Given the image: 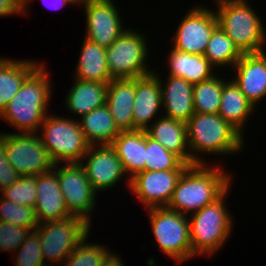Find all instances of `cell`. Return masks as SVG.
Wrapping results in <instances>:
<instances>
[{
  "label": "cell",
  "mask_w": 266,
  "mask_h": 266,
  "mask_svg": "<svg viewBox=\"0 0 266 266\" xmlns=\"http://www.w3.org/2000/svg\"><path fill=\"white\" fill-rule=\"evenodd\" d=\"M18 255H15V266H46L42 257L41 243L38 233L31 231L24 242L17 249Z\"/></svg>",
  "instance_id": "e575fe53"
},
{
  "label": "cell",
  "mask_w": 266,
  "mask_h": 266,
  "mask_svg": "<svg viewBox=\"0 0 266 266\" xmlns=\"http://www.w3.org/2000/svg\"><path fill=\"white\" fill-rule=\"evenodd\" d=\"M153 259L155 260V258H149V260L147 261L149 266H154L155 265V263H154L155 261Z\"/></svg>",
  "instance_id": "7bdbcfd3"
},
{
  "label": "cell",
  "mask_w": 266,
  "mask_h": 266,
  "mask_svg": "<svg viewBox=\"0 0 266 266\" xmlns=\"http://www.w3.org/2000/svg\"><path fill=\"white\" fill-rule=\"evenodd\" d=\"M254 108L234 80L225 82L223 79V91L218 114L242 136L244 124Z\"/></svg>",
  "instance_id": "d4e9b609"
},
{
  "label": "cell",
  "mask_w": 266,
  "mask_h": 266,
  "mask_svg": "<svg viewBox=\"0 0 266 266\" xmlns=\"http://www.w3.org/2000/svg\"><path fill=\"white\" fill-rule=\"evenodd\" d=\"M180 22L174 36L173 48L204 55L212 32L218 27L215 12L208 7H194Z\"/></svg>",
  "instance_id": "7c38bea8"
},
{
  "label": "cell",
  "mask_w": 266,
  "mask_h": 266,
  "mask_svg": "<svg viewBox=\"0 0 266 266\" xmlns=\"http://www.w3.org/2000/svg\"><path fill=\"white\" fill-rule=\"evenodd\" d=\"M188 166L184 162L178 169L138 172L130 178L128 188L147 208L167 207L178 179Z\"/></svg>",
  "instance_id": "4fadbf2b"
},
{
  "label": "cell",
  "mask_w": 266,
  "mask_h": 266,
  "mask_svg": "<svg viewBox=\"0 0 266 266\" xmlns=\"http://www.w3.org/2000/svg\"><path fill=\"white\" fill-rule=\"evenodd\" d=\"M229 188L214 202L192 214L189 219L192 257L198 254L212 256L229 238L232 217L225 201Z\"/></svg>",
  "instance_id": "5b68a950"
},
{
  "label": "cell",
  "mask_w": 266,
  "mask_h": 266,
  "mask_svg": "<svg viewBox=\"0 0 266 266\" xmlns=\"http://www.w3.org/2000/svg\"><path fill=\"white\" fill-rule=\"evenodd\" d=\"M111 146L116 150L126 174H130L127 184L130 187V178L145 170L146 131H121Z\"/></svg>",
  "instance_id": "44dd1931"
},
{
  "label": "cell",
  "mask_w": 266,
  "mask_h": 266,
  "mask_svg": "<svg viewBox=\"0 0 266 266\" xmlns=\"http://www.w3.org/2000/svg\"><path fill=\"white\" fill-rule=\"evenodd\" d=\"M108 83L76 79L65 97L66 107L75 115H86L106 104Z\"/></svg>",
  "instance_id": "cb8c5ba5"
},
{
  "label": "cell",
  "mask_w": 266,
  "mask_h": 266,
  "mask_svg": "<svg viewBox=\"0 0 266 266\" xmlns=\"http://www.w3.org/2000/svg\"><path fill=\"white\" fill-rule=\"evenodd\" d=\"M90 226L79 216L39 224L35 231L40 238L43 259L63 263L89 235Z\"/></svg>",
  "instance_id": "9c48e42d"
},
{
  "label": "cell",
  "mask_w": 266,
  "mask_h": 266,
  "mask_svg": "<svg viewBox=\"0 0 266 266\" xmlns=\"http://www.w3.org/2000/svg\"><path fill=\"white\" fill-rule=\"evenodd\" d=\"M230 177L221 165H189L178 179L167 208L186 216L196 213L230 188Z\"/></svg>",
  "instance_id": "6da1fadb"
},
{
  "label": "cell",
  "mask_w": 266,
  "mask_h": 266,
  "mask_svg": "<svg viewBox=\"0 0 266 266\" xmlns=\"http://www.w3.org/2000/svg\"><path fill=\"white\" fill-rule=\"evenodd\" d=\"M150 214L156 245L176 263L191 259L192 248L189 231V217L167 207L147 209Z\"/></svg>",
  "instance_id": "52a82bcc"
},
{
  "label": "cell",
  "mask_w": 266,
  "mask_h": 266,
  "mask_svg": "<svg viewBox=\"0 0 266 266\" xmlns=\"http://www.w3.org/2000/svg\"><path fill=\"white\" fill-rule=\"evenodd\" d=\"M35 213L39 224L71 217L68 212L57 178V170L37 175Z\"/></svg>",
  "instance_id": "e0dca14e"
},
{
  "label": "cell",
  "mask_w": 266,
  "mask_h": 266,
  "mask_svg": "<svg viewBox=\"0 0 266 266\" xmlns=\"http://www.w3.org/2000/svg\"><path fill=\"white\" fill-rule=\"evenodd\" d=\"M20 175L8 161L5 151V133H0V192L14 184Z\"/></svg>",
  "instance_id": "8d00e7d4"
},
{
  "label": "cell",
  "mask_w": 266,
  "mask_h": 266,
  "mask_svg": "<svg viewBox=\"0 0 266 266\" xmlns=\"http://www.w3.org/2000/svg\"><path fill=\"white\" fill-rule=\"evenodd\" d=\"M85 158L88 160L81 164L96 193L115 186L126 174L116 150L111 145H90L83 160Z\"/></svg>",
  "instance_id": "9a60e30c"
},
{
  "label": "cell",
  "mask_w": 266,
  "mask_h": 266,
  "mask_svg": "<svg viewBox=\"0 0 266 266\" xmlns=\"http://www.w3.org/2000/svg\"><path fill=\"white\" fill-rule=\"evenodd\" d=\"M42 143L55 164L80 163L89 149L78 120L48 115L40 126ZM60 162V163H59Z\"/></svg>",
  "instance_id": "8992f818"
},
{
  "label": "cell",
  "mask_w": 266,
  "mask_h": 266,
  "mask_svg": "<svg viewBox=\"0 0 266 266\" xmlns=\"http://www.w3.org/2000/svg\"><path fill=\"white\" fill-rule=\"evenodd\" d=\"M38 66L39 63L31 59L19 61L0 58V114Z\"/></svg>",
  "instance_id": "83f0119b"
},
{
  "label": "cell",
  "mask_w": 266,
  "mask_h": 266,
  "mask_svg": "<svg viewBox=\"0 0 266 266\" xmlns=\"http://www.w3.org/2000/svg\"><path fill=\"white\" fill-rule=\"evenodd\" d=\"M83 7L89 41L107 49L126 30L113 0H88Z\"/></svg>",
  "instance_id": "5bb4252c"
},
{
  "label": "cell",
  "mask_w": 266,
  "mask_h": 266,
  "mask_svg": "<svg viewBox=\"0 0 266 266\" xmlns=\"http://www.w3.org/2000/svg\"><path fill=\"white\" fill-rule=\"evenodd\" d=\"M186 130L190 165L205 164L198 156L200 152L231 155L243 147V136L218 113H194L186 123Z\"/></svg>",
  "instance_id": "3957f363"
},
{
  "label": "cell",
  "mask_w": 266,
  "mask_h": 266,
  "mask_svg": "<svg viewBox=\"0 0 266 266\" xmlns=\"http://www.w3.org/2000/svg\"><path fill=\"white\" fill-rule=\"evenodd\" d=\"M85 239L70 253L63 266H101L110 251L101 244L86 243ZM107 249V250H106Z\"/></svg>",
  "instance_id": "d6a6232c"
},
{
  "label": "cell",
  "mask_w": 266,
  "mask_h": 266,
  "mask_svg": "<svg viewBox=\"0 0 266 266\" xmlns=\"http://www.w3.org/2000/svg\"><path fill=\"white\" fill-rule=\"evenodd\" d=\"M135 78L112 79L108 83L106 105L120 131H133Z\"/></svg>",
  "instance_id": "d6986e66"
},
{
  "label": "cell",
  "mask_w": 266,
  "mask_h": 266,
  "mask_svg": "<svg viewBox=\"0 0 266 266\" xmlns=\"http://www.w3.org/2000/svg\"><path fill=\"white\" fill-rule=\"evenodd\" d=\"M68 1L71 2L73 4V6H74V4H78V5L81 4V6H82L88 0H68Z\"/></svg>",
  "instance_id": "b9f144b4"
},
{
  "label": "cell",
  "mask_w": 266,
  "mask_h": 266,
  "mask_svg": "<svg viewBox=\"0 0 266 266\" xmlns=\"http://www.w3.org/2000/svg\"><path fill=\"white\" fill-rule=\"evenodd\" d=\"M163 83H161L162 105L166 111L163 116L187 123L195 113L193 104L194 85L183 78L170 75L164 83L166 86Z\"/></svg>",
  "instance_id": "ffe728a7"
},
{
  "label": "cell",
  "mask_w": 266,
  "mask_h": 266,
  "mask_svg": "<svg viewBox=\"0 0 266 266\" xmlns=\"http://www.w3.org/2000/svg\"><path fill=\"white\" fill-rule=\"evenodd\" d=\"M80 118L79 126L90 145H111L121 132L106 104Z\"/></svg>",
  "instance_id": "4316f807"
},
{
  "label": "cell",
  "mask_w": 266,
  "mask_h": 266,
  "mask_svg": "<svg viewBox=\"0 0 266 266\" xmlns=\"http://www.w3.org/2000/svg\"><path fill=\"white\" fill-rule=\"evenodd\" d=\"M243 53L232 39L218 26L211 35L204 56L213 67L234 66Z\"/></svg>",
  "instance_id": "f1b7e54d"
},
{
  "label": "cell",
  "mask_w": 266,
  "mask_h": 266,
  "mask_svg": "<svg viewBox=\"0 0 266 266\" xmlns=\"http://www.w3.org/2000/svg\"><path fill=\"white\" fill-rule=\"evenodd\" d=\"M19 13H22V9L14 0H0V17Z\"/></svg>",
  "instance_id": "74e56055"
},
{
  "label": "cell",
  "mask_w": 266,
  "mask_h": 266,
  "mask_svg": "<svg viewBox=\"0 0 266 266\" xmlns=\"http://www.w3.org/2000/svg\"><path fill=\"white\" fill-rule=\"evenodd\" d=\"M218 26L243 54L265 51L266 29L246 0H215ZM265 29V30H264ZM264 46V47H263Z\"/></svg>",
  "instance_id": "277c9868"
},
{
  "label": "cell",
  "mask_w": 266,
  "mask_h": 266,
  "mask_svg": "<svg viewBox=\"0 0 266 266\" xmlns=\"http://www.w3.org/2000/svg\"><path fill=\"white\" fill-rule=\"evenodd\" d=\"M43 1L46 3V5H48V7H51V8H53V9L62 8V7L65 6L66 4H72V3L69 2L68 0H55L56 2H55V3L53 2V4H51V3H47L48 0H47V2H46V0H43ZM52 1H53V0H52Z\"/></svg>",
  "instance_id": "ab89813d"
},
{
  "label": "cell",
  "mask_w": 266,
  "mask_h": 266,
  "mask_svg": "<svg viewBox=\"0 0 266 266\" xmlns=\"http://www.w3.org/2000/svg\"><path fill=\"white\" fill-rule=\"evenodd\" d=\"M36 189L37 175L20 176L14 184L2 191V196L16 204L35 207Z\"/></svg>",
  "instance_id": "836d02e7"
},
{
  "label": "cell",
  "mask_w": 266,
  "mask_h": 266,
  "mask_svg": "<svg viewBox=\"0 0 266 266\" xmlns=\"http://www.w3.org/2000/svg\"><path fill=\"white\" fill-rule=\"evenodd\" d=\"M223 91V79L212 76L194 84L193 104L195 113H218Z\"/></svg>",
  "instance_id": "f546056e"
},
{
  "label": "cell",
  "mask_w": 266,
  "mask_h": 266,
  "mask_svg": "<svg viewBox=\"0 0 266 266\" xmlns=\"http://www.w3.org/2000/svg\"><path fill=\"white\" fill-rule=\"evenodd\" d=\"M233 68L237 72L234 82L247 100L256 107L266 96V51L243 54Z\"/></svg>",
  "instance_id": "2e32d148"
},
{
  "label": "cell",
  "mask_w": 266,
  "mask_h": 266,
  "mask_svg": "<svg viewBox=\"0 0 266 266\" xmlns=\"http://www.w3.org/2000/svg\"><path fill=\"white\" fill-rule=\"evenodd\" d=\"M54 168L57 170L59 186L68 212L91 223L89 217L95 209L97 193L92 188L81 162L66 163L60 165V168L55 164Z\"/></svg>",
  "instance_id": "8fae6325"
},
{
  "label": "cell",
  "mask_w": 266,
  "mask_h": 266,
  "mask_svg": "<svg viewBox=\"0 0 266 266\" xmlns=\"http://www.w3.org/2000/svg\"><path fill=\"white\" fill-rule=\"evenodd\" d=\"M184 161L175 153L168 151L158 141L146 133V171H163L178 169Z\"/></svg>",
  "instance_id": "4dcf8cb0"
},
{
  "label": "cell",
  "mask_w": 266,
  "mask_h": 266,
  "mask_svg": "<svg viewBox=\"0 0 266 266\" xmlns=\"http://www.w3.org/2000/svg\"><path fill=\"white\" fill-rule=\"evenodd\" d=\"M31 231V229L0 220V250L16 251Z\"/></svg>",
  "instance_id": "d590c367"
},
{
  "label": "cell",
  "mask_w": 266,
  "mask_h": 266,
  "mask_svg": "<svg viewBox=\"0 0 266 266\" xmlns=\"http://www.w3.org/2000/svg\"><path fill=\"white\" fill-rule=\"evenodd\" d=\"M125 30L107 49L106 58L112 79L140 78L154 70L146 64L149 48L140 32Z\"/></svg>",
  "instance_id": "ba28073f"
},
{
  "label": "cell",
  "mask_w": 266,
  "mask_h": 266,
  "mask_svg": "<svg viewBox=\"0 0 266 266\" xmlns=\"http://www.w3.org/2000/svg\"><path fill=\"white\" fill-rule=\"evenodd\" d=\"M74 75L81 81L109 83L106 49L85 38Z\"/></svg>",
  "instance_id": "603a6c76"
},
{
  "label": "cell",
  "mask_w": 266,
  "mask_h": 266,
  "mask_svg": "<svg viewBox=\"0 0 266 266\" xmlns=\"http://www.w3.org/2000/svg\"><path fill=\"white\" fill-rule=\"evenodd\" d=\"M17 5L22 9V14H26L27 10L26 7L28 8V4L32 1V0H14Z\"/></svg>",
  "instance_id": "60d3db41"
},
{
  "label": "cell",
  "mask_w": 266,
  "mask_h": 266,
  "mask_svg": "<svg viewBox=\"0 0 266 266\" xmlns=\"http://www.w3.org/2000/svg\"><path fill=\"white\" fill-rule=\"evenodd\" d=\"M0 220L32 231L39 226L34 207L16 204L3 196L0 198Z\"/></svg>",
  "instance_id": "1f68e13d"
},
{
  "label": "cell",
  "mask_w": 266,
  "mask_h": 266,
  "mask_svg": "<svg viewBox=\"0 0 266 266\" xmlns=\"http://www.w3.org/2000/svg\"><path fill=\"white\" fill-rule=\"evenodd\" d=\"M169 74L194 84L210 79L214 68L204 55L190 54L172 48L168 58Z\"/></svg>",
  "instance_id": "484cf974"
},
{
  "label": "cell",
  "mask_w": 266,
  "mask_h": 266,
  "mask_svg": "<svg viewBox=\"0 0 266 266\" xmlns=\"http://www.w3.org/2000/svg\"><path fill=\"white\" fill-rule=\"evenodd\" d=\"M5 151L9 163L20 176H36L55 167L37 133H5Z\"/></svg>",
  "instance_id": "30bf717a"
},
{
  "label": "cell",
  "mask_w": 266,
  "mask_h": 266,
  "mask_svg": "<svg viewBox=\"0 0 266 266\" xmlns=\"http://www.w3.org/2000/svg\"><path fill=\"white\" fill-rule=\"evenodd\" d=\"M46 66L39 65L23 82L17 94L0 114L20 133H38L47 116L51 85Z\"/></svg>",
  "instance_id": "7a4b0ae2"
},
{
  "label": "cell",
  "mask_w": 266,
  "mask_h": 266,
  "mask_svg": "<svg viewBox=\"0 0 266 266\" xmlns=\"http://www.w3.org/2000/svg\"><path fill=\"white\" fill-rule=\"evenodd\" d=\"M145 131L150 138L158 141L168 151L175 153L190 165L186 123L161 116Z\"/></svg>",
  "instance_id": "7402d4cb"
},
{
  "label": "cell",
  "mask_w": 266,
  "mask_h": 266,
  "mask_svg": "<svg viewBox=\"0 0 266 266\" xmlns=\"http://www.w3.org/2000/svg\"><path fill=\"white\" fill-rule=\"evenodd\" d=\"M161 82L155 70L150 75L135 78L134 130L145 131L159 112L162 106Z\"/></svg>",
  "instance_id": "ac0fdd59"
},
{
  "label": "cell",
  "mask_w": 266,
  "mask_h": 266,
  "mask_svg": "<svg viewBox=\"0 0 266 266\" xmlns=\"http://www.w3.org/2000/svg\"><path fill=\"white\" fill-rule=\"evenodd\" d=\"M101 266H124L122 259L119 256L111 254V252L105 257Z\"/></svg>",
  "instance_id": "f35d334b"
}]
</instances>
